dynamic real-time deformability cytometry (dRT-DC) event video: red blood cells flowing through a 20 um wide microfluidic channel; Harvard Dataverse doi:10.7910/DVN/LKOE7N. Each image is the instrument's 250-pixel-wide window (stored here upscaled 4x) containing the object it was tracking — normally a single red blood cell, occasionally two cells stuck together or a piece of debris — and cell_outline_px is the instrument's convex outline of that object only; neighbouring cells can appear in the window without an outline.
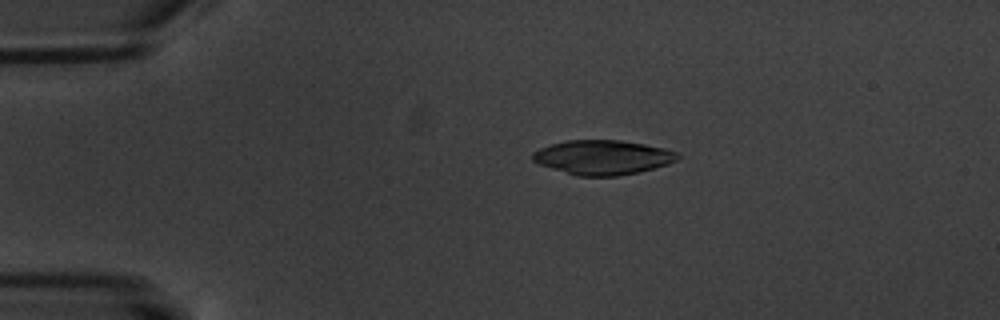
{"species": "common noctule bat (a hibernating species)", "species_latin": "Nyctalus noctula", "temperature_condition": "warm", "stored_images_in_passage": 7, "camera_frame_rate_fps": 3000, "um_per_image_px": 0.085, "animal": {"sex": "male", "body_mass_g": 20.1, "forearm_length_mm": 53.5}, "frame": {"image": 1, "passage_image": 4, "time_ms": 3.667, "image_size_px": [1000, 320], "cell_outline_px": [[680, 156], [676, 160], [668, 164], [640, 172], [616, 176], [576, 176], [540, 164], [532, 160], [532, 152], [540, 148], [552, 144], [568, 140], [620, 140], [644, 144], [664, 148], [680, 152]], "centroid_in_image_um": [51.26, 13.37], "position_along_channel_um": 33.7, "area_um2": 29.13}}